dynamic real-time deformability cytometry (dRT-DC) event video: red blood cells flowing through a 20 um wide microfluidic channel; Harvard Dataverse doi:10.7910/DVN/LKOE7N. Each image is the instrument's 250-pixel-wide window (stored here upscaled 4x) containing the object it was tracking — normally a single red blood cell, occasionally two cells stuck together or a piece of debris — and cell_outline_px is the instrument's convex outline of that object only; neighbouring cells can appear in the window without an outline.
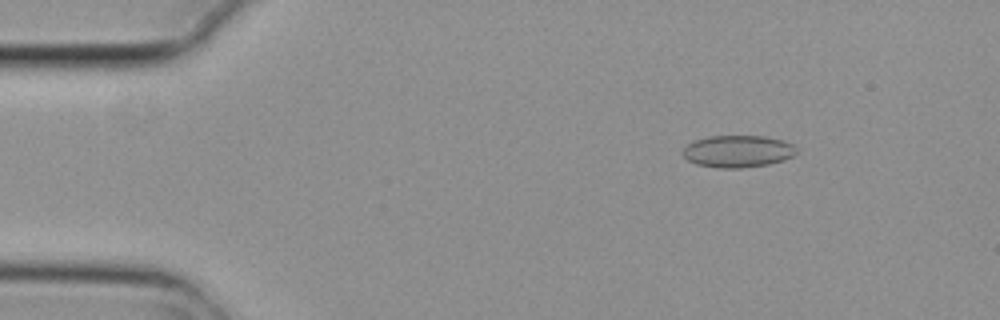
{"species": "common noctule bat (a hibernating species)", "species_latin": "Nyctalus noctula", "temperature_condition": "cold", "stored_images_in_passage": 5, "camera_frame_rate_fps": 3000, "um_per_image_px": 0.085, "animal": {"sex": "female", "body_mass_g": 29.2, "forearm_length_mm": 56.3}, "frame": {"image": 1, "passage_image": 3, "time_ms": 0.667, "image_size_px": [1000, 320], "cell_outline_px": [[796, 152], [792, 156], [784, 160], [768, 164], [740, 168], [716, 168], [696, 164], [688, 160], [680, 152], [688, 144], [696, 140], [708, 136], [764, 136], [784, 140], [792, 144], [796, 148]], "centroid_in_image_um": [62.7, 12.86], "position_along_channel_um": 22.3, "area_um2": 21.27}}
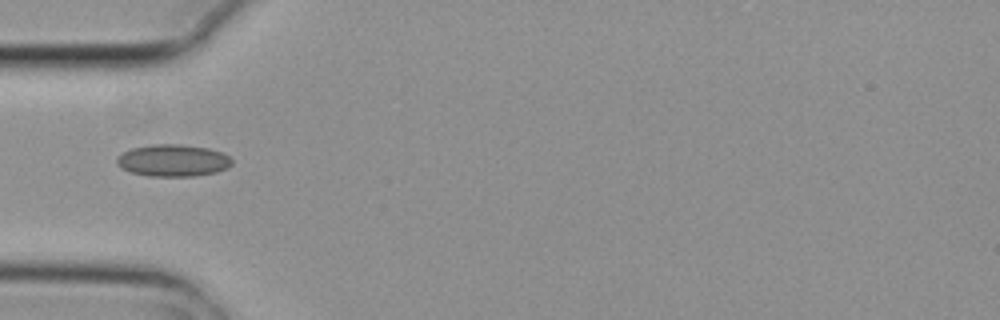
{"frame": {"image": 2, "passage_image": 5, "time_ms": 1.333, "image_size_px": [1000, 320], "cell_outline_px": [[232, 164], [228, 168], [216, 172], [196, 176], [148, 176], [132, 172], [116, 164], [116, 156], [132, 148], [152, 144], [180, 144], [208, 148], [220, 152], [228, 156], [232, 160]], "centroid_in_image_um": [14.71, 13.64], "position_along_channel_um": 70.3, "area_um2": 21.44}}